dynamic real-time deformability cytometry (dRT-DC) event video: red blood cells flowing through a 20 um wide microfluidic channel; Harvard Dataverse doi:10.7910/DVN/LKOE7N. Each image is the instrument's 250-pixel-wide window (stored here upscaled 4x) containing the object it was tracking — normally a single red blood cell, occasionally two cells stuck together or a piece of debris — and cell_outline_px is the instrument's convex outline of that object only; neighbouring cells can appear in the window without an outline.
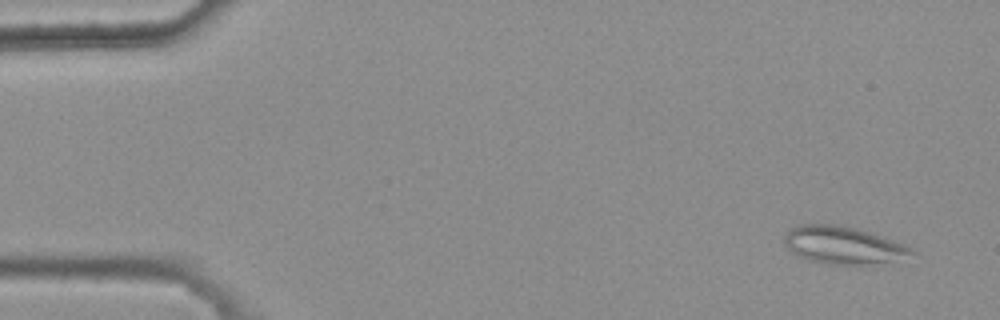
{"species": "common noctule bat (a hibernating species)", "species_latin": "Nyctalus noctula", "temperature_condition": "warm", "stored_images_in_passage": 8, "camera_frame_rate_fps": 3000, "um_per_image_px": 0.085, "animal": {"sex": "female", "body_mass_g": 25.1}, "frame": {"image": 1, "passage_image": 1, "time_ms": 0.0, "image_size_px": [1000, 320], "cell_outline_px": [[916, 252], [888, 260], [860, 264], [828, 264], [808, 260], [792, 252], [784, 244], [784, 236], [792, 228], [800, 224], [840, 224], [856, 228], [904, 244], [912, 248]], "centroid_in_image_um": [71.56, 20.81], "position_along_channel_um": 13.4, "area_um2": 26.99}}
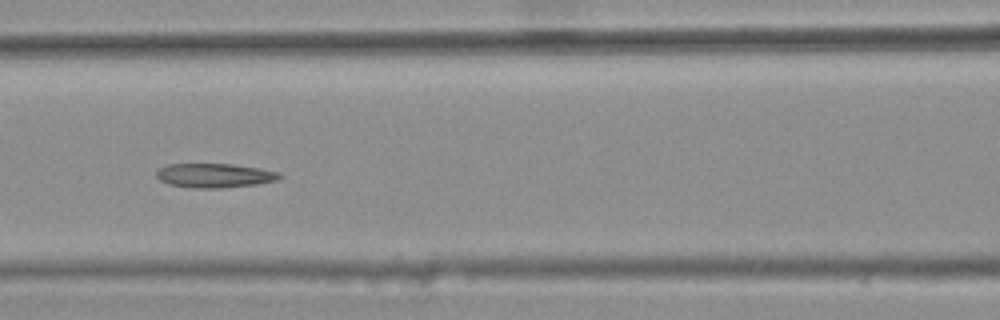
{"frame": {"image": 2, "passage_image": 6, "time_ms": 1.667, "image_size_px": [1000, 320], "cell_outline_px": [[284, 176], [280, 180], [256, 184], [224, 188], [196, 188], [168, 184], [160, 180], [156, 176], [156, 172], [160, 168], [168, 164], [232, 164], [260, 168], [280, 172]], "centroid_in_image_um": [18.29, 14.92], "position_along_channel_um": 148.3, "area_um2": 17.51}}
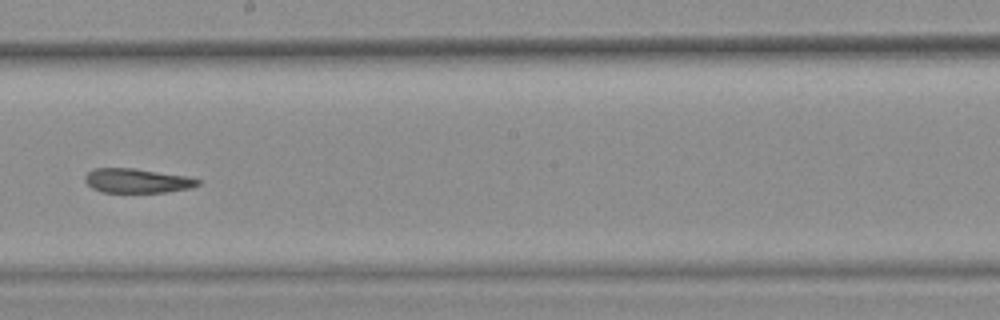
{"frame": {"image": 3, "passage_image": 8, "time_ms": 2.333, "image_size_px": [1000, 320], "cell_outline_px": [[200, 184], [192, 188], [168, 192], [100, 192], [92, 188], [84, 180], [84, 176], [92, 168], [136, 168], [184, 176], [200, 180]], "centroid_in_image_um": [11.62, 15.36], "position_along_channel_um": 236.6, "area_um2": 16.07}}